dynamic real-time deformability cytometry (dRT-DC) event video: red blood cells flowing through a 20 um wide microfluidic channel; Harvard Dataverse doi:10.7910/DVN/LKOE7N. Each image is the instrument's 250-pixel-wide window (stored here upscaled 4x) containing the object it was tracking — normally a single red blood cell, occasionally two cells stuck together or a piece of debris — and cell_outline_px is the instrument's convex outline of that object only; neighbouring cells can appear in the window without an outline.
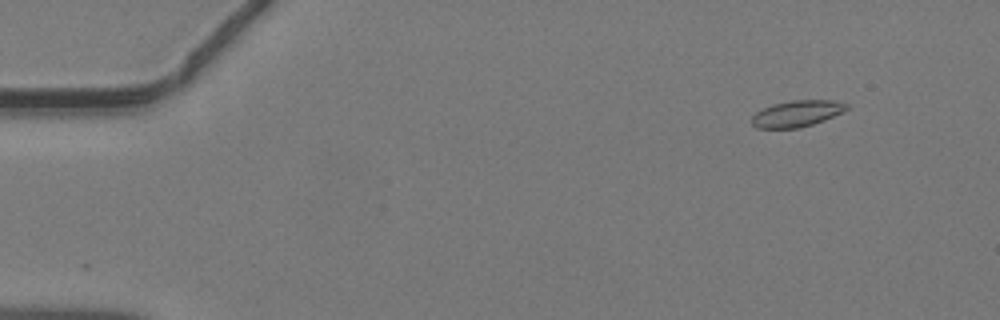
{"species": "common noctule bat (a hibernating species)", "species_latin": "Nyctalus noctula", "temperature_condition": "warm", "stored_images_in_passage": 18, "camera_frame_rate_fps": 3000, "um_per_image_px": 0.085, "animal": {"sex": "male", "body_mass_g": 19.2, "forearm_length_mm": 51.8}, "frame": {"image": 1, "passage_image": 5, "time_ms": 1.333, "image_size_px": [1000, 320], "cell_outline_px": [[848, 108], [824, 120], [800, 128], [756, 128], [752, 124], [752, 116], [756, 112], [772, 104], [792, 100], [836, 100], [848, 104]], "centroid_in_image_um": [67.72, 9.65], "position_along_channel_um": 17.3, "area_um2": 14.45}}
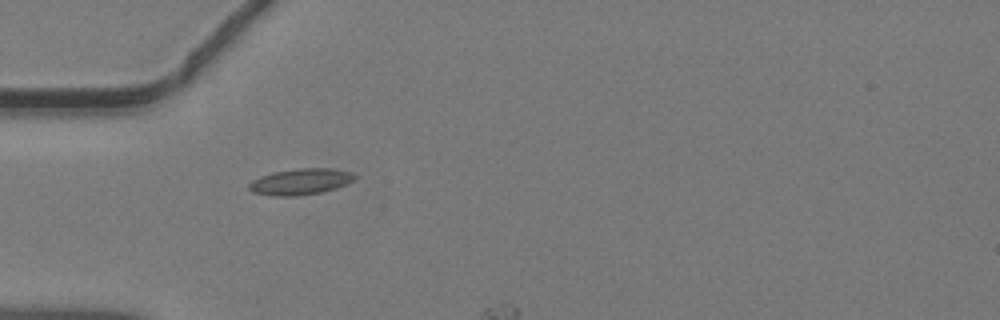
{"frame": {"image": 2, "passage_image": 15, "time_ms": 4.667, "image_size_px": [1000, 320], "cell_outline_px": [[356, 176], [352, 180], [336, 188], [320, 192], [296, 196], [272, 196], [252, 192], [248, 188], [248, 184], [252, 180], [260, 176], [272, 172], [296, 168], [332, 168], [348, 172]], "centroid_in_image_um": [25.46, 15.44], "position_along_channel_um": 59.5, "area_um2": 16.01}}